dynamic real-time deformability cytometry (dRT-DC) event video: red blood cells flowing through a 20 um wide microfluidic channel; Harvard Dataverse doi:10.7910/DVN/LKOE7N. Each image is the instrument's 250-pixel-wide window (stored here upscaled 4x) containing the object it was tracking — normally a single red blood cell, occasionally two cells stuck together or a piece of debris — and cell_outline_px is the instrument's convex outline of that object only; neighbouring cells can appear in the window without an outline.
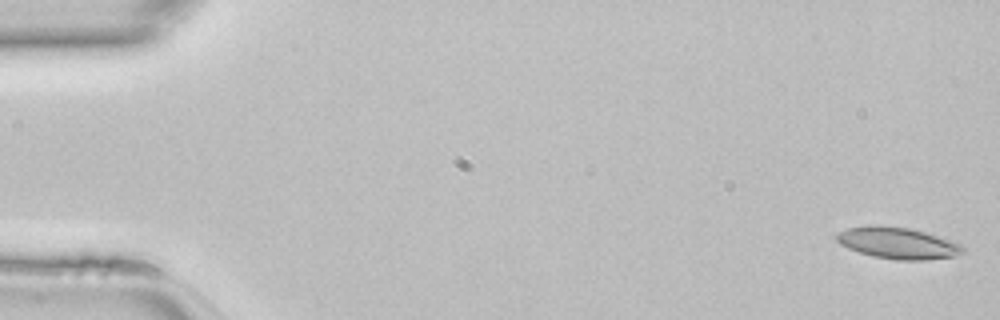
{"species": "common noctule bat (a hibernating species)", "species_latin": "Nyctalus noctula", "temperature_condition": "room temperature", "stored_images_in_passage": 46, "camera_frame_rate_fps": 3000, "um_per_image_px": 0.085, "animal": {"sex": "female", "body_mass_g": 22.7, "forearm_length_mm": 54.2}, "frame": {"image": 1, "passage_image": 1, "time_ms": 0.0, "image_size_px": [1000, 320], "cell_outline_px": [[964, 252], [952, 256], [924, 260], [896, 260], [872, 256], [848, 248], [840, 244], [836, 240], [836, 232], [848, 228], [872, 224], [876, 224], [912, 228], [960, 244], [964, 248]], "centroid_in_image_um": [76.24, 20.64], "position_along_channel_um": 8.8, "area_um2": 23.12}}
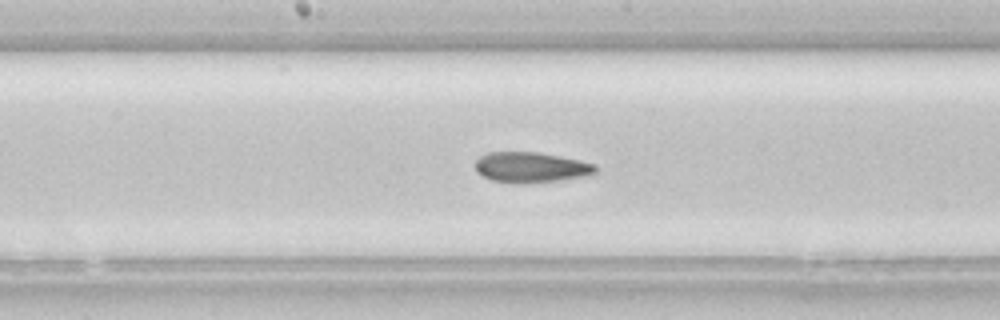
{"frame": {"image": 2, "passage_image": 24, "time_ms": 7.667, "image_size_px": [1000, 320], "cell_outline_px": [[596, 172], [588, 176], [560, 180], [524, 184], [512, 184], [492, 180], [476, 172], [476, 160], [480, 156], [488, 152], [536, 152], [560, 156], [580, 160], [596, 164]], "centroid_in_image_um": [45.14, 14.23], "position_along_channel_um": 203.1, "area_um2": 21.56}}
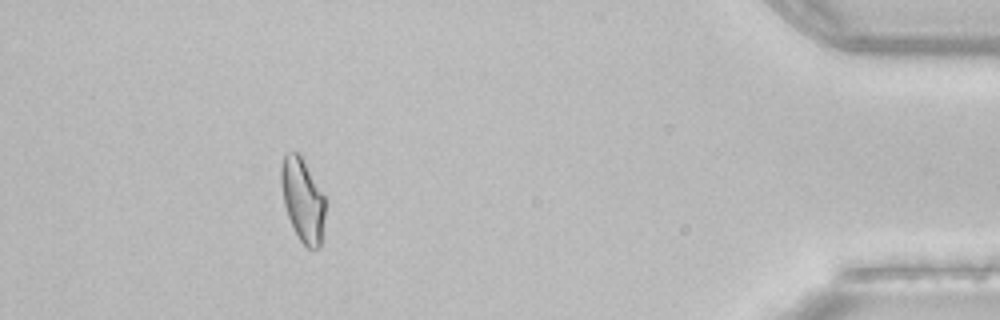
{"frame": {"image": 3, "passage_image": 42, "time_ms": 13.667, "image_size_px": [1000, 320], "cell_outline_px": [[324, 216], [320, 248], [312, 252], [300, 240], [288, 216], [284, 204], [280, 184], [280, 164], [284, 152], [296, 152], [304, 160], [324, 196]], "centroid_in_image_um": [25.7, 16.98], "position_along_channel_um": 409.5, "area_um2": 21.44}}